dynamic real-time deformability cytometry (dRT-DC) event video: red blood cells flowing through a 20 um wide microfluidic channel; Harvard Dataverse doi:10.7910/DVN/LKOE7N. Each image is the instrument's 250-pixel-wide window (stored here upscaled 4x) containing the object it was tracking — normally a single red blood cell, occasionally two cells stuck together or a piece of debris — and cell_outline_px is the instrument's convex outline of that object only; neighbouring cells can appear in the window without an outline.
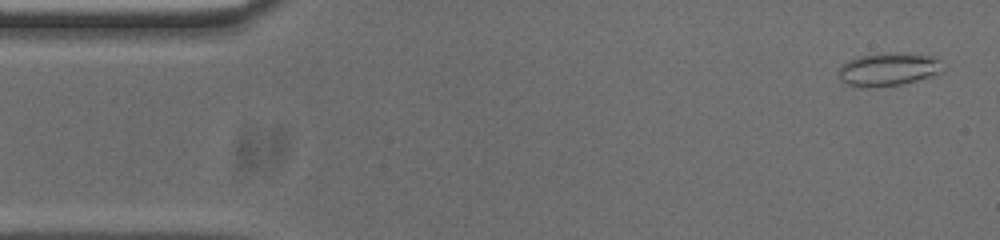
{"species": "common noctule bat (a hibernating species)", "species_latin": "Nyctalus noctula", "temperature_condition": "cold", "stored_images_in_passage": 53, "camera_frame_rate_fps": 3000, "um_per_image_px": 0.085, "animal": {"sex": "male", "body_mass_g": 20.0, "forearm_length_mm": 53.3}, "frame": {"image": 1, "passage_image": 2, "time_ms": 0.333, "image_size_px": [1000, 240], "cell_outline_px": [[948, 64], [940, 72], [916, 80], [900, 84], [876, 88], [856, 88], [840, 80], [840, 64], [848, 60], [860, 56], [892, 52], [932, 56]], "centroid_in_image_um": [75.5, 5.9], "position_along_channel_um": 9.5, "area_um2": 20.29}}
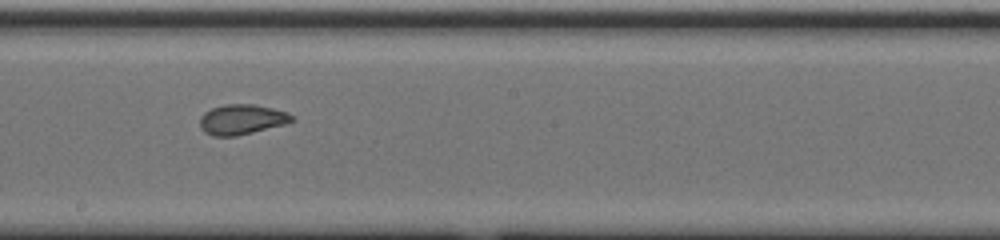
{"frame": {"image": 2, "passage_image": 28, "time_ms": 9.0, "image_size_px": [1000, 240], "cell_outline_px": [[296, 120], [284, 124], [236, 136], [212, 136], [204, 132], [200, 128], [200, 116], [204, 112], [212, 108], [224, 104], [252, 104], [272, 108], [288, 112]], "centroid_in_image_um": [20.52, 10.15], "position_along_channel_um": 227.7, "area_um2": 16.13}}
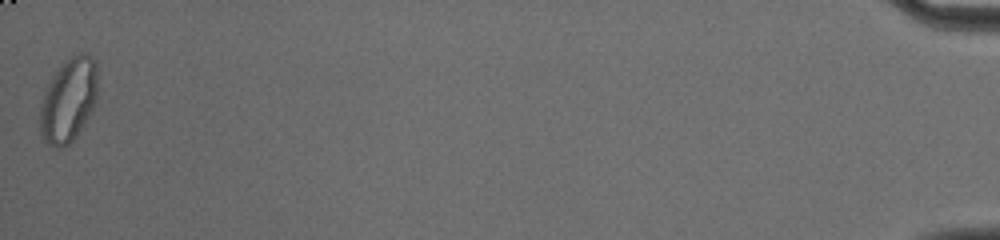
{"frame": {"image": 3, "passage_image": 53, "time_ms": 17.333, "image_size_px": [1000, 240], "cell_outline_px": [[96, 100], [92, 112], [76, 136], [68, 144], [60, 148], [56, 148], [48, 144], [44, 140], [40, 132], [40, 104], [44, 92], [52, 76], [72, 56], [80, 52], [88, 52], [92, 56], [96, 64]], "centroid_in_image_um": [5.82, 8.52], "position_along_channel_um": 429.4, "area_um2": 28.03}, "authors_computed_cell_mechanics": {"area_um2": 17.8024, "velocity_mm_per_s": 3.7292, "shape_relaxation_time_tau1_ms": null, "shape_relaxation_time_tau2_ms": 1.2033, "deformation_change_tau1": null, "deformation_change_tau2": 0.055}}